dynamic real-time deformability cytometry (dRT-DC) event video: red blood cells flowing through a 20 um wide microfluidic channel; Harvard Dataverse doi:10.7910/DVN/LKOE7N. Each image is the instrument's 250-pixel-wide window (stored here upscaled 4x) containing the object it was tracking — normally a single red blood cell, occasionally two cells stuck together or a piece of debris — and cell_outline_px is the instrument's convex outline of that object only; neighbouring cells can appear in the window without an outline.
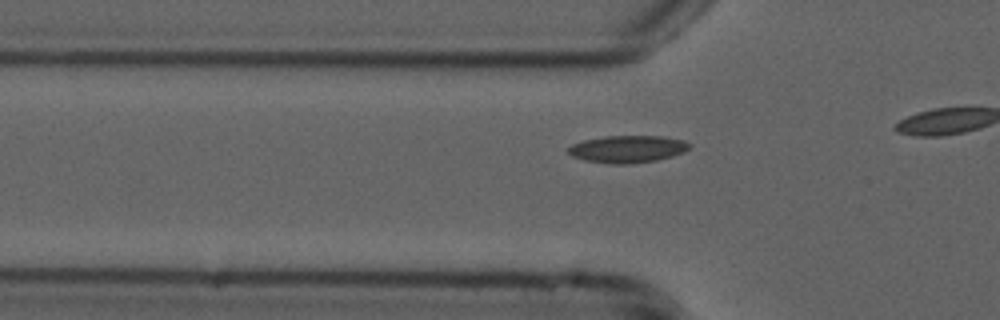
{"species": "common noctule bat (a hibernating species)", "species_latin": "Nyctalus noctula", "temperature_condition": "cold", "stored_images_in_passage": 19, "camera_frame_rate_fps": 3000, "um_per_image_px": 0.085, "animal": {"sex": "male", "forearm_length_mm": 52.5}, "frame": {"image": 1, "passage_image": 14, "time_ms": 4.333, "image_size_px": [1000, 320], "cell_outline_px": [[692, 144], [684, 152], [672, 156], [656, 160], [632, 164], [608, 164], [584, 160], [572, 156], [568, 152], [568, 148], [572, 144], [584, 140], [604, 136], [664, 136], [684, 140]], "centroid_in_image_um": [53.35, 12.67], "position_along_channel_um": 72.5, "area_um2": 19.36}}